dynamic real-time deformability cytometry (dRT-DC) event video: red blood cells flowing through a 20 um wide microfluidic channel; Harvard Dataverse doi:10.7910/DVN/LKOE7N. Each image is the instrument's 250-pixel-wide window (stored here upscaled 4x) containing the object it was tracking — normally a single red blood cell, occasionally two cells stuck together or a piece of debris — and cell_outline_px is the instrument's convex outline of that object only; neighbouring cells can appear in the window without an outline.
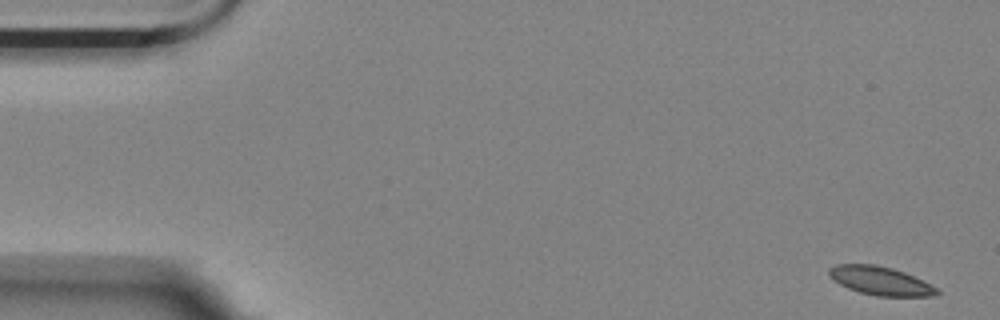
{"species": "Egyptian fruit bat (a non-hibernating species)", "species_latin": "Rousettus aegyptiacus", "temperature_condition": "room temperature", "stored_images_in_passage": 55, "camera_frame_rate_fps": 3000, "um_per_image_px": 0.085, "animal": {"sex": "female"}, "frame": {"image": 1, "passage_image": 1, "time_ms": 0.0, "image_size_px": [1000, 320], "cell_outline_px": [[940, 292], [936, 296], [876, 296], [860, 292], [848, 288], [832, 280], [828, 276], [828, 268], [836, 264], [876, 264], [892, 268], [904, 272], [940, 288]], "centroid_in_image_um": [74.83, 23.87], "position_along_channel_um": 10.2, "area_um2": 18.15}}
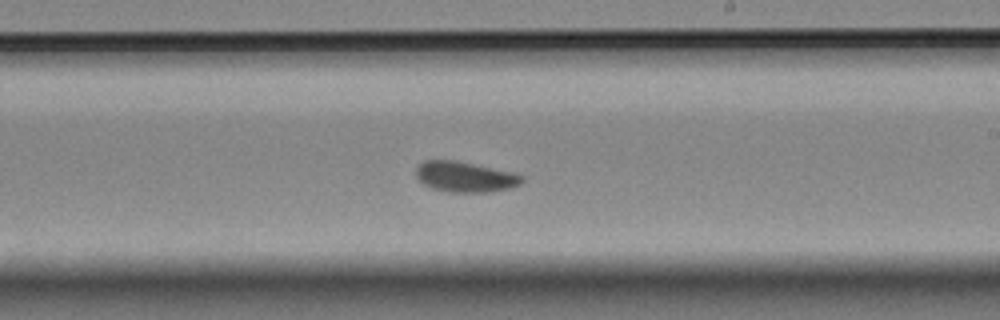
{"frame": {"image": 2, "passage_image": 32, "time_ms": 10.333, "image_size_px": [1000, 320], "cell_outline_px": [[524, 180], [520, 184], [508, 188], [488, 192], [448, 192], [432, 188], [424, 184], [416, 176], [416, 168], [424, 160], [456, 160], [512, 172], [524, 176]], "centroid_in_image_um": [39.53, 15.03], "position_along_channel_um": 249.5, "area_um2": 18.73}}
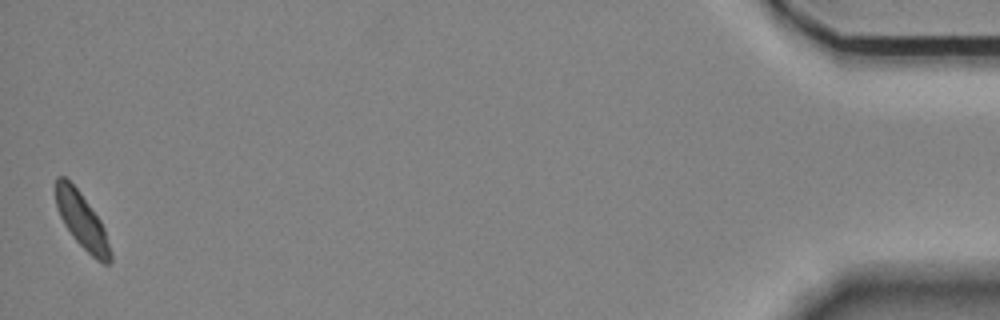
{"frame": {"image": 3, "passage_image": 55, "time_ms": 18.0, "image_size_px": [1000, 320], "cell_outline_px": [[112, 260], [108, 264], [104, 264], [96, 260], [72, 236], [64, 224], [56, 208], [56, 176], [64, 176], [80, 192], [100, 220], [104, 228], [112, 252]], "centroid_in_image_um": [6.97, 18.78], "position_along_channel_um": 428.2, "area_um2": 17.57}, "authors_computed_cell_mechanics": {"area_um2": 18.3804, "velocity_mm_per_s": 3.5192, "shape_relaxation_time_tau1_ms": 6.1735, "shape_relaxation_time_tau2_ms": 3.7019, "deformation_change_tau1": 0.0869, "deformation_change_tau2": 0.0614}}